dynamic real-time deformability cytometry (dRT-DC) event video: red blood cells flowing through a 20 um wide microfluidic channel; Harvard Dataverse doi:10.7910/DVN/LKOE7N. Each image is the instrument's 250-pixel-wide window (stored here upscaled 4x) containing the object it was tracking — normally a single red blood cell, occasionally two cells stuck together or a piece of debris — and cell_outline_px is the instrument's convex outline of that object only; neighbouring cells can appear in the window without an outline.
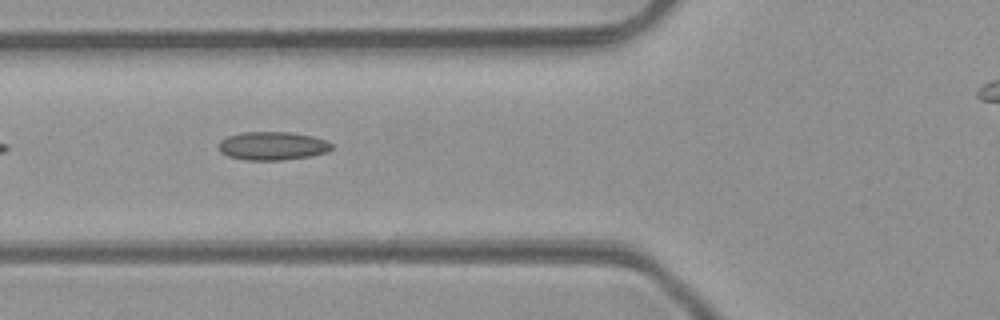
{"species": "common noctule bat (a hibernating species)", "species_latin": "Nyctalus noctula", "temperature_condition": "room temperature", "stored_images_in_passage": 2, "camera_frame_rate_fps": 3000, "um_per_image_px": 0.085, "animal": {"sex": "male", "body_mass_g": 23.1, "forearm_length_mm": 52.7}, "frame": {"image": 1, "passage_image": 2, "time_ms": 1.0, "image_size_px": [1000, 320], "cell_outline_px": [[332, 148], [328, 152], [312, 156], [284, 160], [248, 160], [228, 156], [220, 152], [220, 140], [228, 136], [240, 132], [288, 132], [312, 136], [328, 140], [332, 144]], "centroid_in_image_um": [23.2, 12.4], "position_along_channel_um": 102.6, "area_um2": 18.79}}